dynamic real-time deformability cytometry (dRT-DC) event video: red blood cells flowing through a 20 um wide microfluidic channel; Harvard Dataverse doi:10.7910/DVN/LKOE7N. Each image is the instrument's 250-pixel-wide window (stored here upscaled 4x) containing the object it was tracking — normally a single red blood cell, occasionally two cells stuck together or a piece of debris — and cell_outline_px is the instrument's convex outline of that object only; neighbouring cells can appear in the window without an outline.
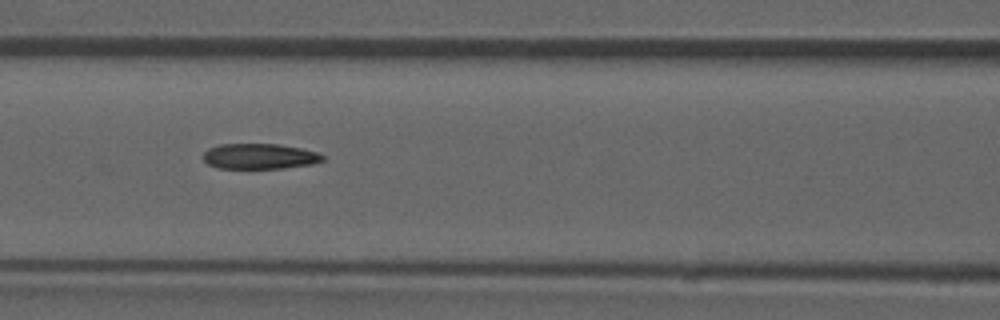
{"species": "common noctule bat (a hibernating species)", "species_latin": "Nyctalus noctula", "temperature_condition": "room temperature", "stored_images_in_passage": 36, "camera_frame_rate_fps": 3000, "um_per_image_px": 0.085, "animal": {"sex": "male", "forearm_length_mm": 52.5}, "frame": {"image": 1, "passage_image": 6, "time_ms": 1.667, "image_size_px": [1000, 320], "cell_outline_px": [[324, 160], [312, 164], [284, 168], [216, 168], [208, 164], [204, 160], [204, 152], [208, 148], [220, 144], [276, 144], [300, 148], [320, 152], [324, 156]], "centroid_in_image_um": [22.08, 13.28], "position_along_channel_um": 144.5, "area_um2": 17.74}}